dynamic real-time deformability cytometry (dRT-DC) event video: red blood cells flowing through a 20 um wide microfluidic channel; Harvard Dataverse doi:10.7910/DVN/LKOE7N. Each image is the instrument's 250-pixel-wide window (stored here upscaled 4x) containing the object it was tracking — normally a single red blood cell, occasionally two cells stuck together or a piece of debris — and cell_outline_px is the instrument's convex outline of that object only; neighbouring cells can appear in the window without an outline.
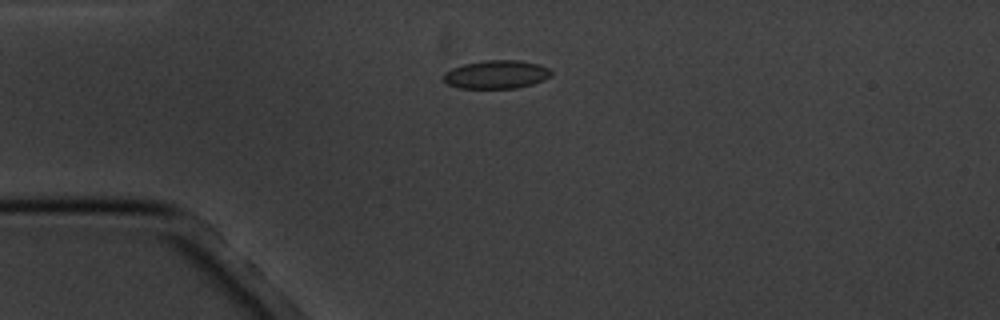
{"species": "common noctule bat (a hibernating species)", "species_latin": "Nyctalus noctula", "temperature_condition": "cold", "stored_images_in_passage": 4, "camera_frame_rate_fps": 3000, "um_per_image_px": 0.085, "animal": {"sex": "male", "body_mass_g": 20.1, "forearm_length_mm": 53.5}, "frame": {"image": 1, "passage_image": 2, "time_ms": 1.333, "image_size_px": [1000, 320], "cell_outline_px": [[552, 72], [544, 80], [532, 84], [516, 88], [460, 88], [448, 84], [440, 76], [444, 72], [452, 68], [464, 64], [484, 60], [520, 60], [540, 64], [548, 68]], "centroid_in_image_um": [42.16, 6.32], "position_along_channel_um": 42.8, "area_um2": 17.86}}
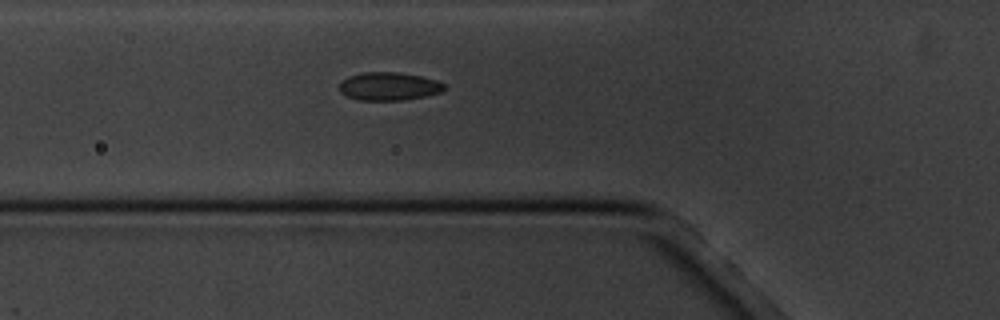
{"frame": {"image": 2, "passage_image": 4, "time_ms": 3.333, "image_size_px": [1000, 320], "cell_outline_px": [[444, 88], [440, 92], [424, 96], [404, 100], [360, 100], [348, 96], [340, 92], [340, 80], [348, 76], [364, 72], [400, 72], [420, 76], [436, 80], [444, 84]], "centroid_in_image_um": [33.02, 7.33], "position_along_channel_um": 92.8, "area_um2": 17.11}}